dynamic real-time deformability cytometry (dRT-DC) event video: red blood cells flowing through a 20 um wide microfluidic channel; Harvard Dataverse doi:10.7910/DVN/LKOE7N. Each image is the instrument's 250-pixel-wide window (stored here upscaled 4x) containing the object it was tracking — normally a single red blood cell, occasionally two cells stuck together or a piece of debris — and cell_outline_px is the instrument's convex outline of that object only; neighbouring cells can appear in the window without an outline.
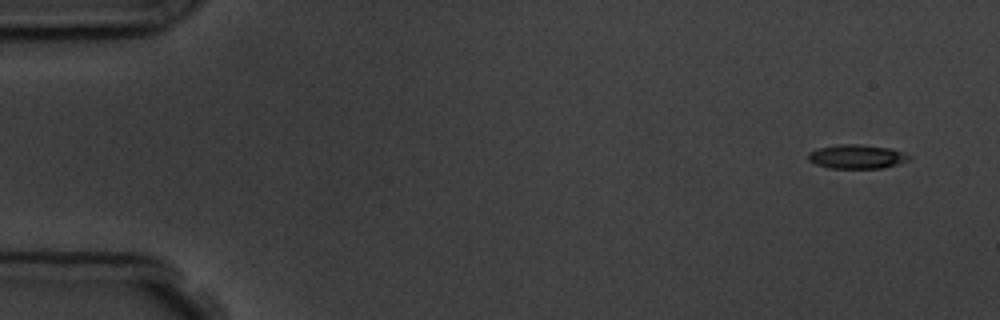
{"species": "common noctule bat (a hibernating species)", "species_latin": "Nyctalus noctula", "temperature_condition": "room temperature", "stored_images_in_passage": 6, "camera_frame_rate_fps": 3000, "um_per_image_px": 0.085, "animal": {"sex": "male", "body_mass_g": 19.5, "forearm_length_mm": 54.6}, "frame": {"image": 1, "passage_image": 1, "time_ms": 0.0, "image_size_px": [1000, 320], "cell_outline_px": [[912, 156], [908, 160], [884, 168], [828, 168], [816, 164], [808, 160], [808, 152], [816, 148], [840, 144], [856, 144], [892, 148], [904, 152]], "centroid_in_image_um": [72.82, 13.31], "position_along_channel_um": 12.2, "area_um2": 14.22}}
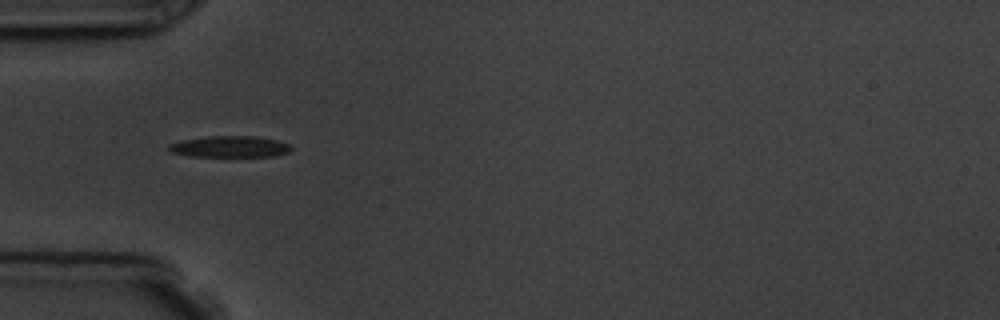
{"frame": {"image": 2, "passage_image": 5, "time_ms": 4.667, "image_size_px": [1000, 320], "cell_outline_px": [[292, 148], [288, 152], [276, 156], [188, 156], [168, 152], [168, 144], [184, 140], [212, 136], [256, 136], [276, 140], [288, 144]], "centroid_in_image_um": [19.51, 12.47], "position_along_channel_um": 65.5, "area_um2": 15.09}}